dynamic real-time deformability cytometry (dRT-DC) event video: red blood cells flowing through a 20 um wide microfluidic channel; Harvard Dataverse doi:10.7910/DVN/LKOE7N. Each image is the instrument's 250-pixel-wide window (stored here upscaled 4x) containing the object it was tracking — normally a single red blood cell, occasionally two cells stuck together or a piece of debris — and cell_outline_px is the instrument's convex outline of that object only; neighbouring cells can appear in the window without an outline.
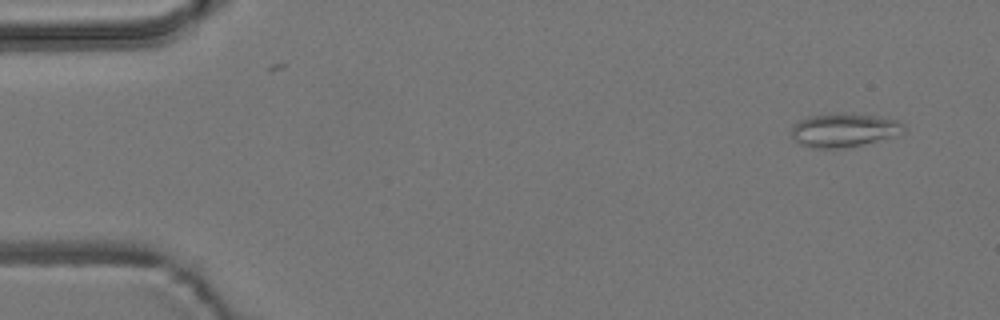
{"species": "common noctule bat (a hibernating species)", "species_latin": "Nyctalus noctula", "temperature_condition": "room temperature", "stored_images_in_passage": 3, "camera_frame_rate_fps": 3000, "um_per_image_px": 0.085, "animal": {"sex": "male", "body_mass_g": 19.2, "forearm_length_mm": 51.8}, "frame": {"image": 1, "passage_image": 3, "time_ms": 0.667, "image_size_px": [1000, 320], "cell_outline_px": [[904, 132], [900, 136], [840, 148], [812, 148], [800, 144], [792, 136], [792, 124], [808, 116], [880, 116], [896, 120], [904, 124]], "centroid_in_image_um": [71.77, 11.1], "position_along_channel_um": 13.2, "area_um2": 21.21}}